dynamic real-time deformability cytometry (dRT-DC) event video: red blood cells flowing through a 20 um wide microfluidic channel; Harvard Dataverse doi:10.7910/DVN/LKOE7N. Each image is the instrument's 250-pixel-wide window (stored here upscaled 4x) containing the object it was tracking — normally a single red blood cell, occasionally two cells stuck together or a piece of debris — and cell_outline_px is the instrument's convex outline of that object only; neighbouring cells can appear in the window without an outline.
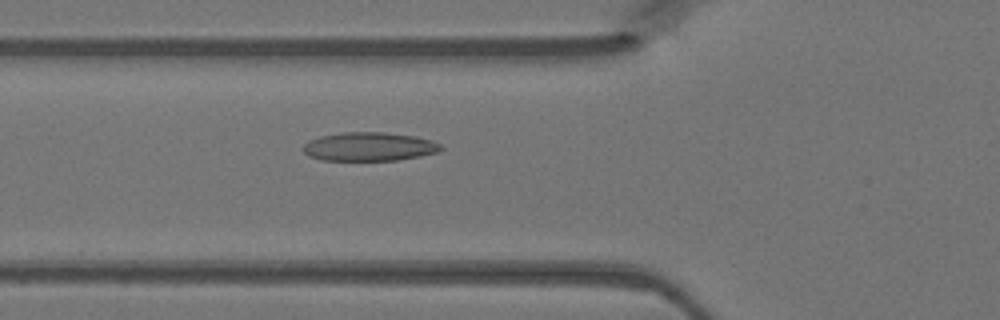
{"species": "Egyptian fruit bat (a non-hibernating species)", "species_latin": "Rousettus aegyptiacus", "temperature_condition": "warm", "stored_images_in_passage": 47, "camera_frame_rate_fps": 3000, "um_per_image_px": 0.085, "animal": {"sex": "female"}, "frame": {"image": 1, "passage_image": 17, "time_ms": 5.333, "image_size_px": [1000, 320], "cell_outline_px": [[444, 148], [436, 152], [420, 156], [396, 160], [324, 160], [308, 156], [304, 152], [304, 144], [308, 140], [320, 136], [340, 132], [384, 132], [412, 136], [432, 140], [440, 144]], "centroid_in_image_um": [31.36, 12.46], "position_along_channel_um": 94.4, "area_um2": 22.95}}
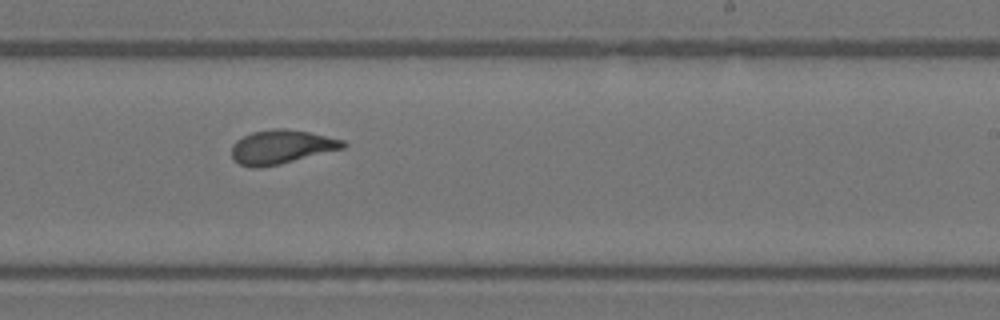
{"frame": {"image": 2, "passage_image": 29, "time_ms": 9.333, "image_size_px": [1000, 320], "cell_outline_px": [[348, 144], [344, 148], [280, 164], [260, 168], [252, 168], [240, 164], [232, 156], [232, 144], [236, 140], [252, 132], [272, 128], [284, 128], [308, 132], [344, 140]], "centroid_in_image_um": [23.91, 12.48], "position_along_channel_um": 265.1, "area_um2": 21.96}}
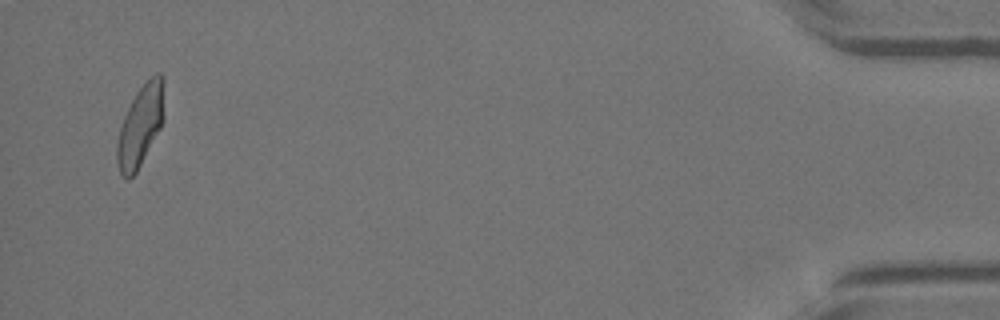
{"frame": {"image": 3, "passage_image": 46, "time_ms": 15.0, "image_size_px": [1000, 320], "cell_outline_px": [[164, 120], [160, 128], [136, 172], [128, 180], [124, 180], [120, 176], [116, 160], [116, 144], [120, 128], [124, 116], [136, 92], [156, 72], [160, 72], [164, 76]], "centroid_in_image_um": [11.94, 10.69], "position_along_channel_um": 423.3, "area_um2": 22.43}}